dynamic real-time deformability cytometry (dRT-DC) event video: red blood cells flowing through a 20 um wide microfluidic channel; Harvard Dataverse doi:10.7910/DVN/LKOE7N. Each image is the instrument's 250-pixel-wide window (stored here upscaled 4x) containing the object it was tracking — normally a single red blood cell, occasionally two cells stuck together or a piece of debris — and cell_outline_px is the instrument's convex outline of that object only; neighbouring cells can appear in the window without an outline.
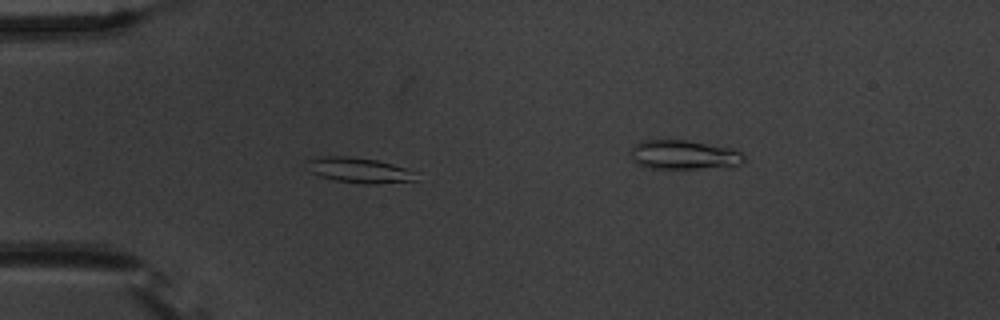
{"species": "common noctule bat (a hibernating species)", "species_latin": "Nyctalus noctula", "temperature_condition": "warm", "stored_images_in_passage": 45, "camera_frame_rate_fps": 3000, "um_per_image_px": 0.085, "animal": {"sex": "male", "body_mass_g": 20.1, "forearm_length_mm": 53.5}, "frame": {"image": 1, "passage_image": 5, "time_ms": 1.333, "image_size_px": [1000, 320], "cell_outline_px": [[416, 180], [380, 184], [364, 184], [336, 180], [320, 176], [308, 172], [308, 160], [320, 156], [348, 156], [376, 160], [392, 164], [416, 172]], "centroid_in_image_um": [30.51, 14.47], "position_along_channel_um": 54.5, "area_um2": 16.01}}
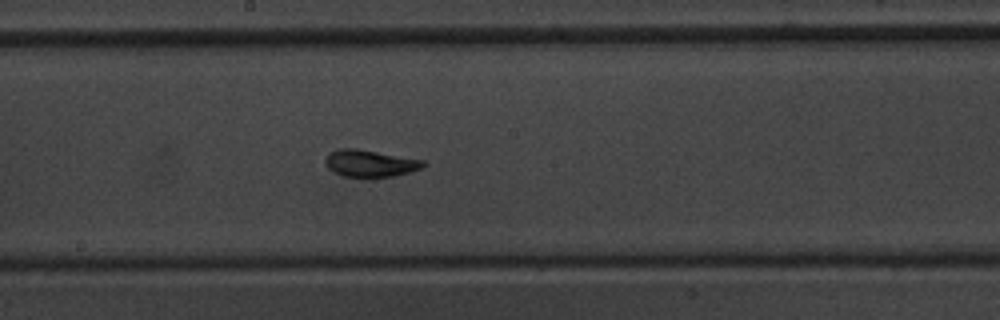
{"frame": {"image": 2, "passage_image": 19, "time_ms": 6.0, "image_size_px": [1000, 320], "cell_outline_px": [[428, 164], [420, 168], [408, 172], [392, 176], [372, 180], [364, 180], [340, 176], [332, 172], [328, 168], [324, 160], [332, 152], [340, 148], [356, 148], [424, 160]], "centroid_in_image_um": [31.43, 13.94], "position_along_channel_um": 216.8, "area_um2": 16.01}}
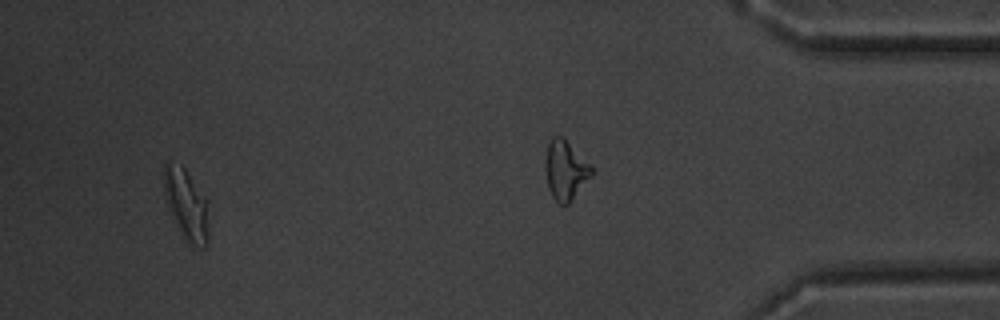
{"frame": {"image": 3, "passage_image": 41, "time_ms": 13.333, "image_size_px": [1000, 320], "cell_outline_px": [[208, 244], [204, 248], [192, 248], [180, 236], [176, 228], [164, 196], [164, 164], [168, 160], [180, 164], [184, 168], [208, 200]], "centroid_in_image_um": [15.84, 17.45], "position_along_channel_um": 419.4, "area_um2": 19.25}, "authors_computed_cell_mechanics": {"area_um2": 15.4326, "velocity_mm_per_s": 3.6855, "shape_relaxation_time_tau1_ms": 4.0784, "shape_relaxation_time_tau2_ms": 1.8614, "deformation_change_tau1": 0.151, "deformation_change_tau2": 0.0858}}